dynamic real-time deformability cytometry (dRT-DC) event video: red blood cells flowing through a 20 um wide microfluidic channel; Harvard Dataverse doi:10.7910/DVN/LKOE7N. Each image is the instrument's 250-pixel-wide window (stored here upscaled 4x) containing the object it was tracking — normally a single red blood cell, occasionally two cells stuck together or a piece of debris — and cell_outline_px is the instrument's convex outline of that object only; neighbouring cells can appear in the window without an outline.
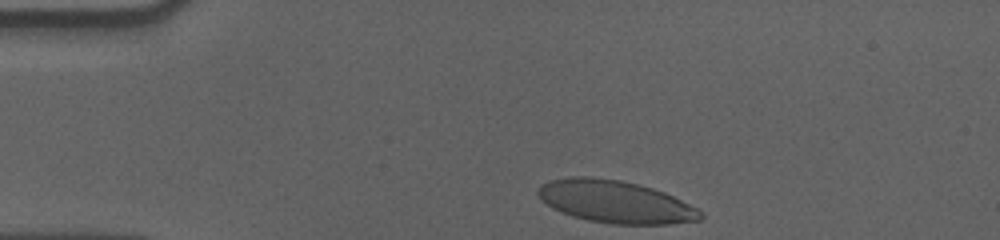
{"species": "human", "species_latin": "Homo sapiens", "temperature_condition": "cold", "stored_images_in_passage": 37, "camera_frame_rate_fps": 3000, "um_per_image_px": 0.085, "donor": {"sex": "male"}, "frame": {"image": 1, "passage_image": 1, "time_ms": 0.0, "image_size_px": [1000, 240], "cell_outline_px": [[704, 216], [700, 220], [668, 224], [612, 224], [588, 220], [572, 216], [552, 208], [540, 200], [536, 192], [540, 184], [552, 180], [572, 176], [588, 176], [620, 180], [652, 188], [664, 192], [704, 212]], "centroid_in_image_um": [52.27, 17.15], "position_along_channel_um": 32.7, "area_um2": 40.11}}
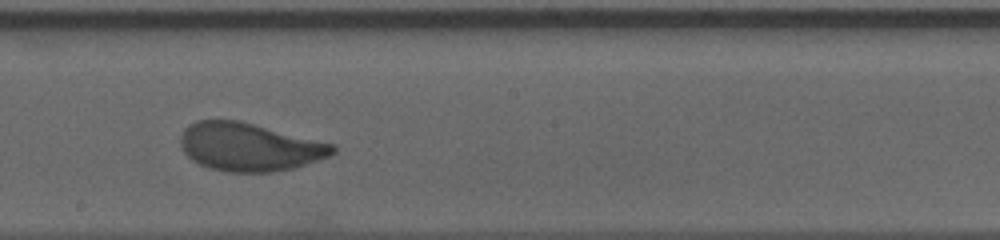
{"frame": {"image": 2, "passage_image": 22, "time_ms": 7.0, "image_size_px": [1000, 240], "cell_outline_px": [[336, 152], [332, 156], [292, 168], [272, 172], [228, 172], [208, 168], [192, 160], [180, 148], [180, 136], [184, 128], [188, 124], [196, 120], [240, 120], [336, 144]], "centroid_in_image_um": [21.2, 12.48], "position_along_channel_um": 227.0, "area_um2": 43.18}}
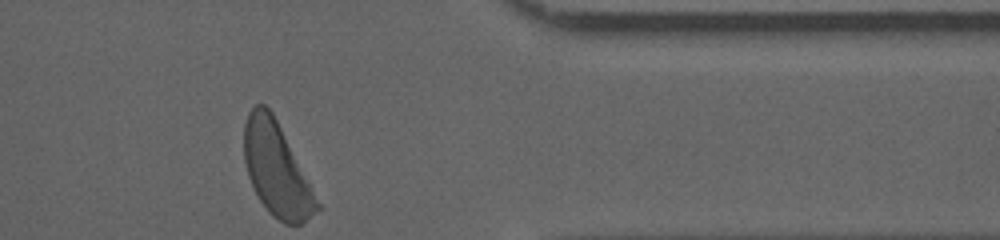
{"frame": {"image": 3, "passage_image": 37, "time_ms": 12.0, "image_size_px": [1000, 240], "cell_outline_px": [[320, 208], [300, 224], [284, 224], [272, 216], [268, 212], [260, 200], [248, 176], [244, 160], [244, 124], [248, 112], [256, 104], [264, 104], [272, 112], [320, 204]], "centroid_in_image_um": [23.47, 14.4], "position_along_channel_um": 387.9, "area_um2": 38.73}, "authors_computed_cell_mechanics": {"area_um2": 42.3096, "velocity_mm_per_s": 3.5342, "shape_relaxation_time_tau1_ms": 3.8286, "shape_relaxation_time_tau2_ms": null, "deformation_change_tau1": 0.1613, "deformation_change_tau2": null}}